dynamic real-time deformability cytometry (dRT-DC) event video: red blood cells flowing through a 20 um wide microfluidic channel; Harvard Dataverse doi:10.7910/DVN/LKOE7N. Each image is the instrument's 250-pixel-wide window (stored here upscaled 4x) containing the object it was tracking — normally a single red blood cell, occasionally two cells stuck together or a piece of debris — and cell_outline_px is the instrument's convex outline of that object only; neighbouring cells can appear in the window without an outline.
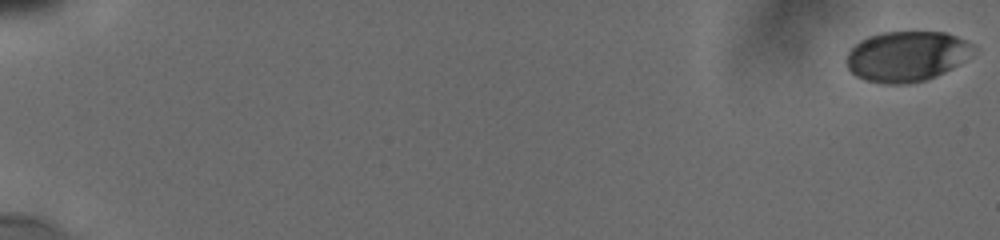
{"species": "human", "species_latin": "Homo sapiens", "temperature_condition": "cold", "stored_images_in_passage": 65, "camera_frame_rate_fps": 3000, "um_per_image_px": 0.085, "donor": {"sex": "male"}, "frame": {"image": 1, "passage_image": 1, "time_ms": 0.0, "image_size_px": [1000, 240], "cell_outline_px": [[976, 48], [956, 64], [944, 72], [928, 80], [908, 84], [884, 84], [864, 80], [856, 76], [848, 68], [848, 52], [860, 40], [868, 36], [884, 32], [944, 32], [956, 36], [972, 44]], "centroid_in_image_um": [77.03, 4.79], "position_along_channel_um": 8.0, "area_um2": 36.82}}
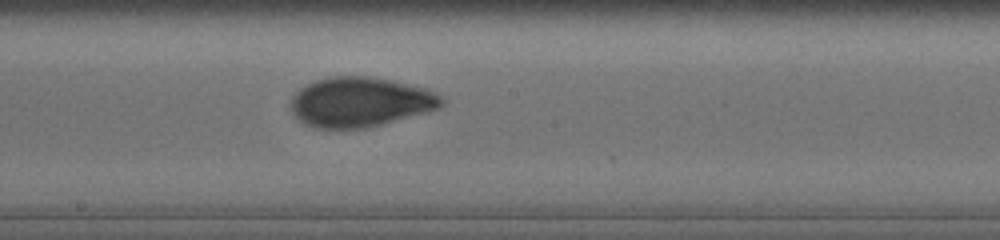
{"frame": {"image": 2, "passage_image": 40, "time_ms": 11.0, "image_size_px": [1000, 240], "cell_outline_px": [[444, 104], [440, 108], [428, 112], [364, 128], [316, 128], [304, 124], [292, 112], [292, 96], [300, 88], [316, 80], [332, 76], [372, 76], [424, 88], [436, 92], [444, 100]], "centroid_in_image_um": [30.63, 8.67], "position_along_channel_um": 217.6, "area_um2": 43.47}}
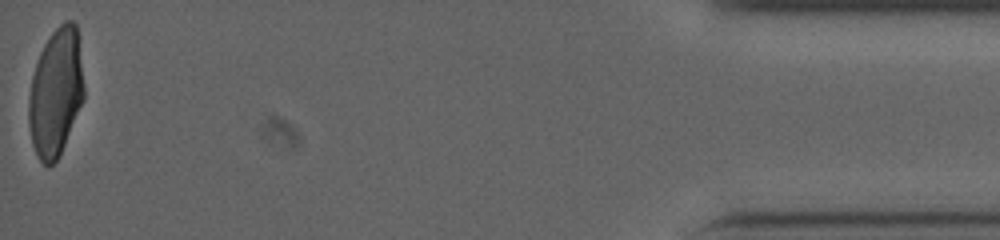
{"frame": {"image": 3, "passage_image": 65, "time_ms": 18.667, "image_size_px": [1000, 240], "cell_outline_px": [[84, 100], [60, 156], [48, 168], [40, 160], [32, 144], [28, 124], [28, 100], [32, 76], [40, 52], [44, 44], [52, 32], [64, 20], [72, 20], [76, 24], [84, 84]], "centroid_in_image_um": [4.74, 7.88], "position_along_channel_um": 430.5, "area_um2": 41.38}, "authors_computed_cell_mechanics": {"area_um2": 41.327, "velocity_mm_per_s": 3.8294, "shape_relaxation_time_tau1_ms": 4.5737, "shape_relaxation_time_tau2_ms": 0.9982, "deformation_change_tau1": 0.1766, "deformation_change_tau2": 0.0474}}